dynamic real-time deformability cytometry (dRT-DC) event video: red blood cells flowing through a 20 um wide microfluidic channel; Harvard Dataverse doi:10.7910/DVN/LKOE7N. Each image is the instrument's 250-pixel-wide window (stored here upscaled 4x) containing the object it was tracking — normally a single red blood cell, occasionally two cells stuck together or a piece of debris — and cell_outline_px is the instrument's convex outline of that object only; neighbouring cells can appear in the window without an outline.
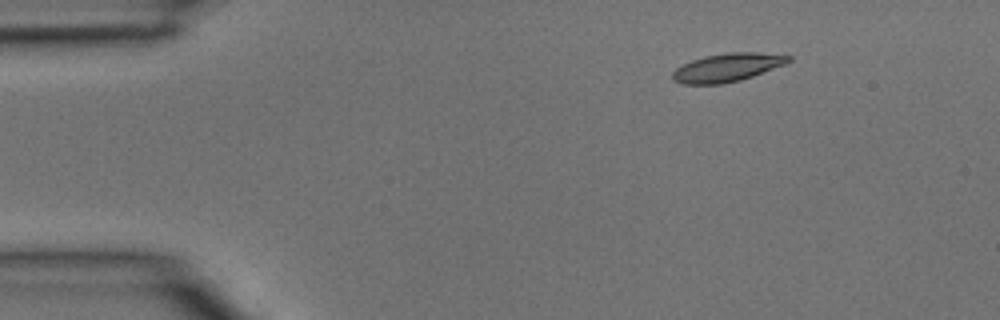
{"species": "common noctule bat (a hibernating species)", "species_latin": "Nyctalus noctula", "temperature_condition": "room temperature", "stored_images_in_passage": 5, "segment_of_instrument_passage": [1, 2], "camera_frame_rate_fps": 3000, "um_per_image_px": 0.085, "animal": {"sex": "male", "body_mass_g": 15.6}, "frame": {"image": 1, "passage_image": 2, "time_ms": 0.333, "image_size_px": [1000, 320], "cell_outline_px": [[792, 60], [784, 64], [752, 76], [740, 80], [724, 84], [684, 84], [672, 80], [672, 72], [676, 68], [692, 60], [704, 56], [728, 52], [756, 52], [792, 56]], "centroid_in_image_um": [61.79, 5.73], "position_along_channel_um": 23.2, "area_um2": 19.02}}